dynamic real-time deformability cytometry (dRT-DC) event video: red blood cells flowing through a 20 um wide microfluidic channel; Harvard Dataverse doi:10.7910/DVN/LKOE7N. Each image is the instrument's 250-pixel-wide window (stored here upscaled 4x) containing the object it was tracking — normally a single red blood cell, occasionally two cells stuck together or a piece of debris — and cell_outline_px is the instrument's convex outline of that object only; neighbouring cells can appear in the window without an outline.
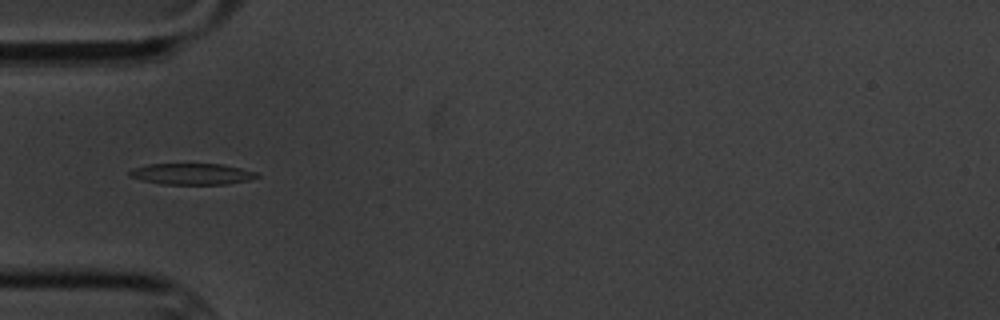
{"species": "common noctule bat (a hibernating species)", "species_latin": "Nyctalus noctula", "temperature_condition": "cold", "stored_images_in_passage": 8, "camera_frame_rate_fps": 3000, "um_per_image_px": 0.085, "animal": {"sex": "male", "body_mass_g": 20.1, "forearm_length_mm": 53.5}, "frame": {"image": 1, "passage_image": 4, "time_ms": 3.667, "image_size_px": [1000, 320], "cell_outline_px": [[260, 176], [248, 180], [224, 184], [160, 184], [128, 176], [128, 172], [132, 168], [148, 164], [220, 164], [240, 168], [256, 172]], "centroid_in_image_um": [16.27, 14.78], "position_along_channel_um": 68.7, "area_um2": 15.61}}
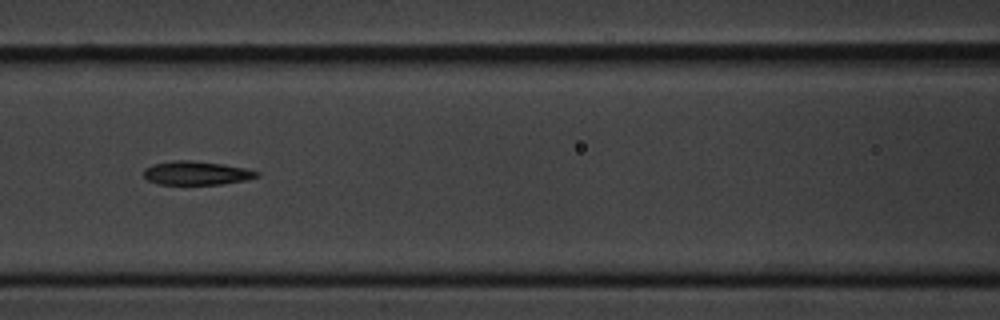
{"frame": {"image": 2, "passage_image": 6, "time_ms": 6.0, "image_size_px": [1000, 320], "cell_outline_px": [[260, 176], [244, 180], [220, 184], [160, 184], [148, 180], [144, 176], [144, 168], [152, 164], [172, 160], [188, 160], [220, 164], [244, 168], [260, 172]], "centroid_in_image_um": [16.67, 14.7], "position_along_channel_um": 149.9, "area_um2": 15.43}}
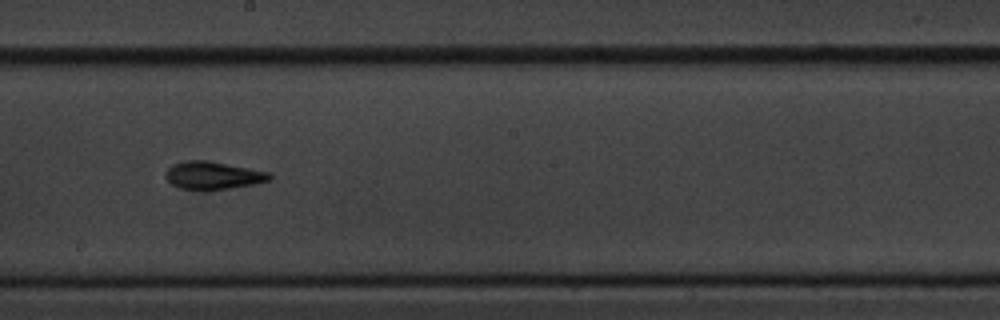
{"frame": {"image": 3, "passage_image": 8, "time_ms": 8.333, "image_size_px": [1000, 320], "cell_outline_px": [[272, 180], [252, 184], [228, 188], [180, 188], [172, 184], [164, 176], [164, 172], [172, 164], [188, 160], [204, 160], [248, 168], [268, 172], [272, 176]], "centroid_in_image_um": [18.08, 14.88], "position_along_channel_um": 230.1, "area_um2": 16.24}}